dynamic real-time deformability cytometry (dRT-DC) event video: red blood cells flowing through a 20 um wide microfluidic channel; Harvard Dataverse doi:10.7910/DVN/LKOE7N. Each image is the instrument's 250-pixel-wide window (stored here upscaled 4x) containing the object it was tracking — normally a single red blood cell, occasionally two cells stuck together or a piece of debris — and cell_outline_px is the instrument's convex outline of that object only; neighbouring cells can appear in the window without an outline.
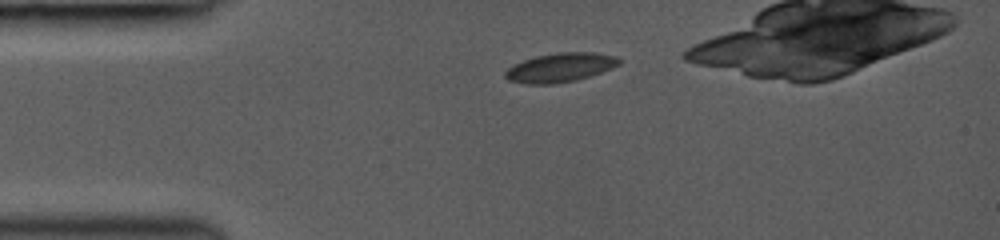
{"species": "common noctule bat (a hibernating species)", "species_latin": "Nyctalus noctula", "temperature_condition": "room temperature", "stored_images_in_passage": 32, "camera_frame_rate_fps": 3000, "um_per_image_px": 0.085, "animal": {"sex": "female", "body_mass_g": 19.0, "forearm_length_mm": 53.3}, "frame": {"image": 1, "passage_image": 1, "time_ms": 0.0, "image_size_px": [1000, 240], "cell_outline_px": [[624, 60], [620, 64], [612, 68], [576, 80], [552, 84], [524, 84], [508, 80], [504, 76], [504, 72], [512, 64], [536, 56], [556, 52], [596, 52], [616, 56]], "centroid_in_image_um": [47.62, 5.73], "position_along_channel_um": 37.4, "area_um2": 19.48}}
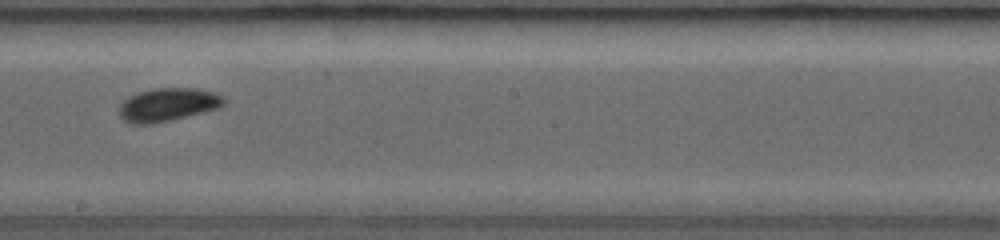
{"frame": {"image": 2, "passage_image": 17, "time_ms": 5.333, "image_size_px": [1000, 240], "cell_outline_px": [[224, 104], [220, 108], [152, 124], [132, 124], [124, 120], [120, 116], [120, 104], [128, 96], [152, 88], [196, 88], [212, 92], [220, 96], [224, 100]], "centroid_in_image_um": [14.23, 8.89], "position_along_channel_um": 234.0, "area_um2": 20.06}}
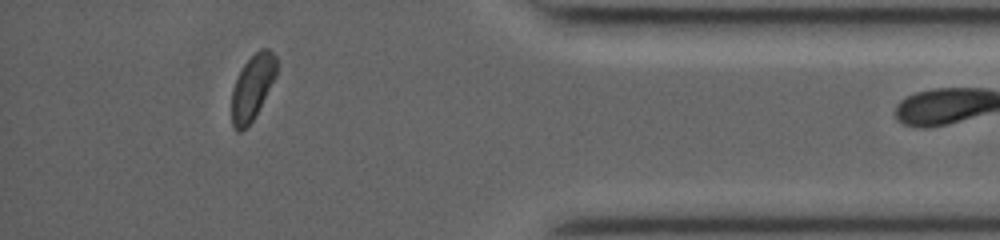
{"frame": {"image": 3, "passage_image": 31, "time_ms": 10.0, "image_size_px": [1000, 240], "cell_outline_px": [[276, 76], [252, 120], [240, 132], [236, 132], [232, 124], [232, 88], [244, 64], [260, 48], [268, 48], [276, 56]], "centroid_in_image_um": [21.45, 7.4], "position_along_channel_um": 413.8, "area_um2": 16.59}}